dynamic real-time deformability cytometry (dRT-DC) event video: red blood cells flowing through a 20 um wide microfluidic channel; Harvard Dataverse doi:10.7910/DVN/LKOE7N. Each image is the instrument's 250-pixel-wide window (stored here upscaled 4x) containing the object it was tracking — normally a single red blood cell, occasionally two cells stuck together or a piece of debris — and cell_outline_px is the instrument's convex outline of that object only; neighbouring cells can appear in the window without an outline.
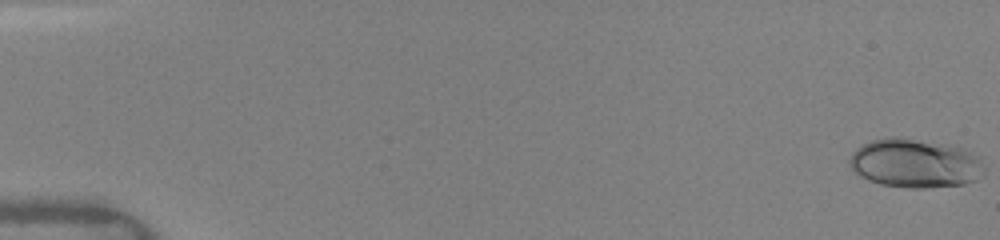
{"species": "human", "species_latin": "Homo sapiens", "temperature_condition": "warm", "stored_images_in_passage": 50, "camera_frame_rate_fps": 3000, "um_per_image_px": 0.085, "donor": {"sex": "female"}, "frame": {"image": 1, "passage_image": 1, "time_ms": 0.0, "image_size_px": [1000, 240], "cell_outline_px": [[984, 176], [976, 180], [964, 184], [924, 188], [908, 188], [880, 184], [868, 180], [860, 176], [848, 164], [848, 160], [852, 152], [860, 144], [872, 140], [888, 136], [896, 136], [964, 148], [980, 156], [984, 168]], "centroid_in_image_um": [77.78, 13.88], "position_along_channel_um": 7.2, "area_um2": 38.78}}
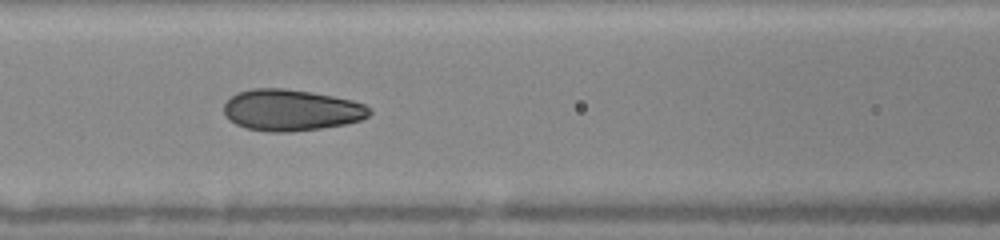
{"frame": {"image": 2, "passage_image": 23, "time_ms": 7.333, "image_size_px": [1000, 240], "cell_outline_px": [[372, 112], [368, 116], [360, 120], [344, 124], [320, 128], [292, 132], [268, 132], [248, 128], [236, 124], [228, 120], [224, 116], [224, 104], [232, 96], [240, 92], [252, 88], [284, 88], [312, 92], [352, 100], [364, 104], [372, 108]], "centroid_in_image_um": [24.75, 9.36], "position_along_channel_um": 141.9, "area_um2": 35.14}}
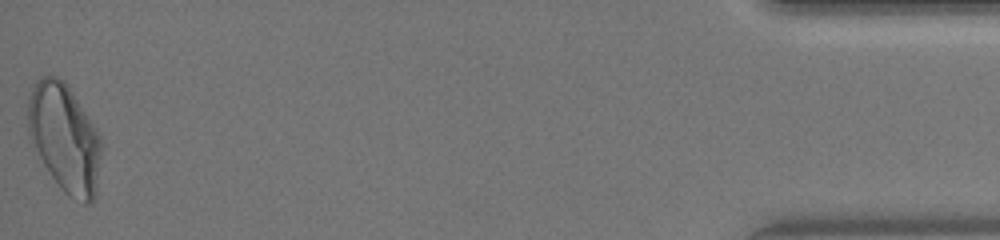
{"frame": {"image": 3, "passage_image": 50, "time_ms": 16.333, "image_size_px": [1000, 240], "cell_outline_px": [[100, 152], [96, 192], [92, 200], [88, 204], [84, 204], [68, 196], [60, 188], [44, 164], [28, 136], [28, 100], [32, 88], [36, 80], [40, 76], [56, 76], [64, 80], [68, 84], [96, 128], [100, 136]], "centroid_in_image_um": [5.47, 11.69], "position_along_channel_um": 429.7, "area_um2": 45.95}, "authors_computed_cell_mechanics": {"area_um2": 35.1424, "velocity_mm_per_s": 4.1214, "shape_relaxation_time_tau1_ms": 5.0358, "shape_relaxation_time_tau2_ms": 0.7207, "deformation_change_tau1": 0.1567, "deformation_change_tau2": 0.052}}